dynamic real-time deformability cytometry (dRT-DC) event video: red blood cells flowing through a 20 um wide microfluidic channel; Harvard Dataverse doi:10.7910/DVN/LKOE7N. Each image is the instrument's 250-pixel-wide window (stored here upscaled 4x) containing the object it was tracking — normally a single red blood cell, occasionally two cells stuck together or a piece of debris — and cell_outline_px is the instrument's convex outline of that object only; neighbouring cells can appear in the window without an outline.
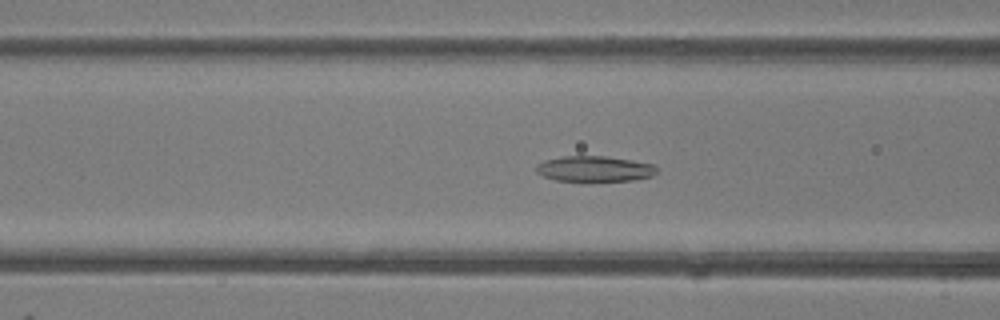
{"species": "common noctule bat (a hibernating species)", "species_latin": "Nyctalus noctula", "temperature_condition": "room temperature", "stored_images_in_passage": 40, "camera_frame_rate_fps": 3000, "um_per_image_px": 0.085, "animal": {"sex": "female"}, "frame": {"image": 1, "passage_image": 19, "time_ms": 6.0, "image_size_px": [1000, 320], "cell_outline_px": [[656, 172], [652, 176], [632, 180], [584, 184], [556, 180], [544, 176], [536, 172], [536, 164], [544, 160], [564, 156], [608, 156], [632, 160], [652, 164], [656, 168]], "centroid_in_image_um": [50.49, 14.39], "position_along_channel_um": 116.1, "area_um2": 18.79}}
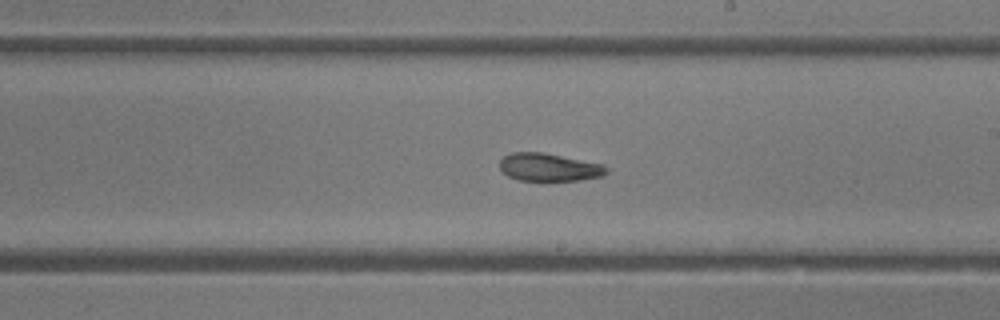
{"frame": {"image": 2, "passage_image": 28, "time_ms": 9.0, "image_size_px": [1000, 320], "cell_outline_px": [[608, 172], [604, 176], [580, 180], [520, 180], [508, 176], [500, 168], [500, 160], [504, 156], [512, 152], [540, 152], [604, 164], [608, 168]], "centroid_in_image_um": [46.7, 14.21], "position_along_channel_um": 242.3, "area_um2": 17.22}}
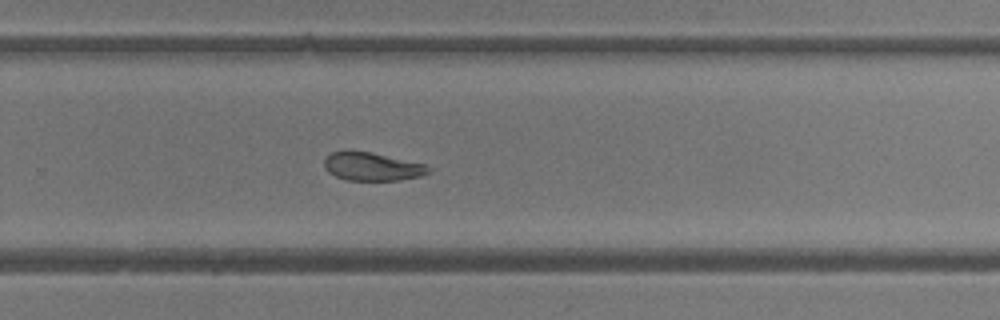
{"frame": {"image": 3, "passage_image": 32, "time_ms": 10.333, "image_size_px": [1000, 320], "cell_outline_px": [[432, 172], [420, 176], [400, 180], [348, 180], [336, 176], [328, 172], [324, 168], [324, 160], [332, 152], [348, 148], [368, 152], [424, 164], [432, 168]], "centroid_in_image_um": [31.6, 14.14], "position_along_channel_um": 298.2, "area_um2": 17.28}, "authors_computed_cell_mechanics": {"area_um2": 18.8428, "velocity_mm_per_s": 4.2136, "shape_relaxation_time_tau1_ms": null, "shape_relaxation_time_tau2_ms": 4.0308, "deformation_change_tau1": null, "deformation_change_tau2": 0.1102}}